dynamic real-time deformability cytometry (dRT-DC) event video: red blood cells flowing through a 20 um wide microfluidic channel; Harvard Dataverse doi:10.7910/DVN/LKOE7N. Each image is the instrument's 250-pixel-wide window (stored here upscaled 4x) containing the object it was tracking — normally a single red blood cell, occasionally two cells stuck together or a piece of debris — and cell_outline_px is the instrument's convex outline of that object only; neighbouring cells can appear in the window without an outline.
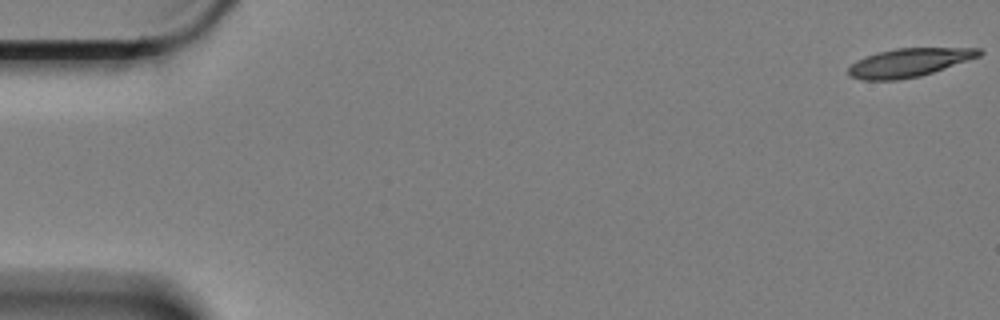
{"species": "Egyptian fruit bat (a non-hibernating species)", "species_latin": "Rousettus aegyptiacus", "temperature_condition": "cold", "stored_images_in_passage": 60, "camera_frame_rate_fps": 3000, "um_per_image_px": 0.085, "animal": {"sex": "female"}, "frame": {"image": 1, "passage_image": 1, "time_ms": 0.0, "image_size_px": [1000, 320], "cell_outline_px": [[984, 52], [980, 56], [920, 76], [900, 80], [860, 80], [848, 76], [848, 68], [856, 60], [864, 56], [896, 48], [980, 48]], "centroid_in_image_um": [77.23, 5.32], "position_along_channel_um": 7.8, "area_um2": 21.68}}
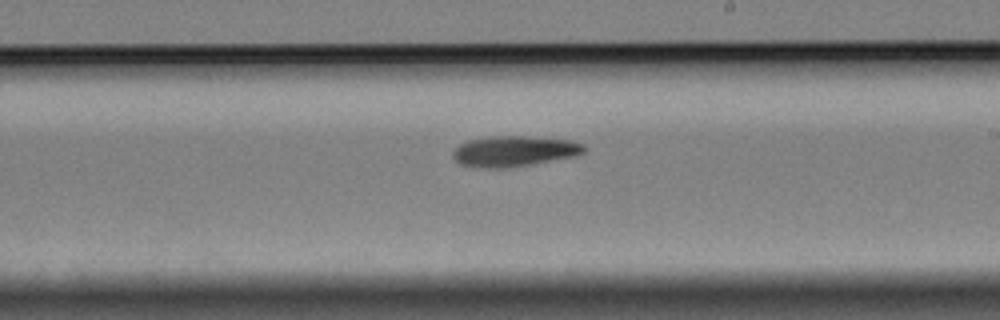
{"frame": {"image": 2, "passage_image": 35, "time_ms": 11.333, "image_size_px": [1000, 320], "cell_outline_px": [[584, 152], [576, 156], [532, 164], [508, 168], [488, 168], [460, 164], [452, 156], [452, 152], [460, 144], [468, 140], [492, 136], [524, 136], [568, 140], [584, 144]], "centroid_in_image_um": [43.7, 12.85], "position_along_channel_um": 245.3, "area_um2": 23.24}}
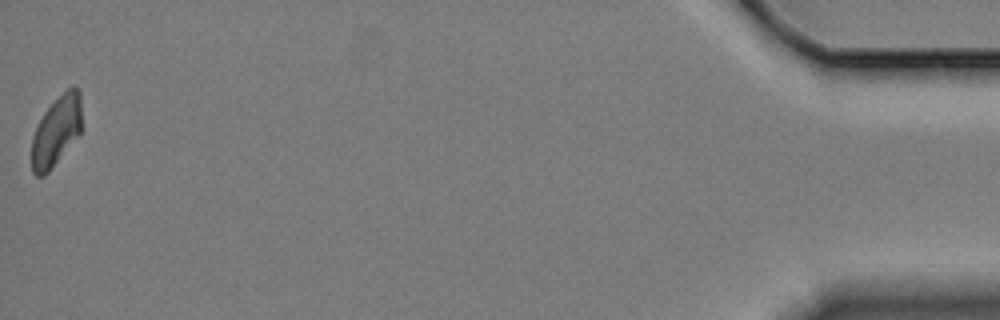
{"frame": {"image": 3, "passage_image": 60, "time_ms": 19.667, "image_size_px": [1000, 320], "cell_outline_px": [[84, 128], [80, 136], [48, 172], [44, 176], [36, 176], [32, 172], [32, 136], [44, 112], [72, 84], [80, 88]], "centroid_in_image_um": [4.87, 11.12], "position_along_channel_um": 430.3, "area_um2": 20.98}, "authors_computed_cell_mechanics": {"area_um2": 22.4842, "velocity_mm_per_s": 3.3424, "shape_relaxation_time_tau1_ms": 6.1267, "shape_relaxation_time_tau2_ms": 8.8945, "deformation_change_tau1": 0.1503, "deformation_change_tau2": 0.1387}}